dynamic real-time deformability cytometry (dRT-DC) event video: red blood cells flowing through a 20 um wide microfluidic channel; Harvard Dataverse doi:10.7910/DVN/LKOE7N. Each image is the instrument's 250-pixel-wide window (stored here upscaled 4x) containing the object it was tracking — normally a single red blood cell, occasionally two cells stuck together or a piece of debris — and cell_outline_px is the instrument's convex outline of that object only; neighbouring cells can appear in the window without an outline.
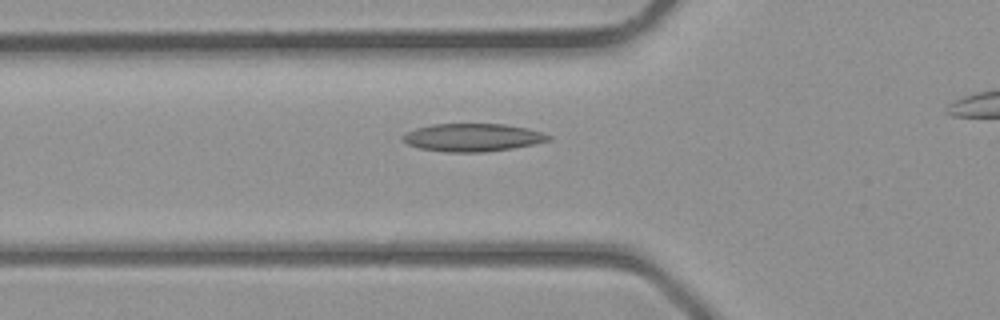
{"species": "common noctule bat (a hibernating species)", "species_latin": "Nyctalus noctula", "temperature_condition": "room temperature", "stored_images_in_passage": 26, "camera_frame_rate_fps": 3000, "um_per_image_px": 0.085, "animal": {"sex": "male", "body_mass_g": 23.1, "forearm_length_mm": 52.7}, "frame": {"image": 1, "passage_image": 3, "time_ms": 0.667, "image_size_px": [1000, 320], "cell_outline_px": [[552, 140], [512, 148], [488, 152], [444, 152], [420, 148], [408, 144], [400, 136], [416, 128], [432, 124], [504, 124], [528, 128], [544, 132], [552, 136]], "centroid_in_image_um": [40.21, 11.68], "position_along_channel_um": 85.6, "area_um2": 23.76}}
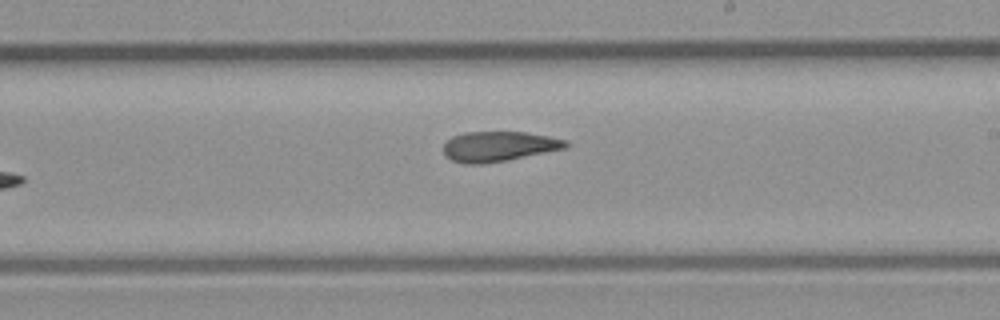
{"frame": {"image": 2, "passage_image": 12, "time_ms": 3.667, "image_size_px": [1000, 320], "cell_outline_px": [[568, 144], [564, 148], [508, 160], [484, 164], [464, 164], [452, 160], [444, 156], [444, 144], [452, 136], [464, 132], [524, 132], [548, 136], [568, 140]], "centroid_in_image_um": [42.35, 12.45], "position_along_channel_um": 246.7, "area_um2": 21.39}}
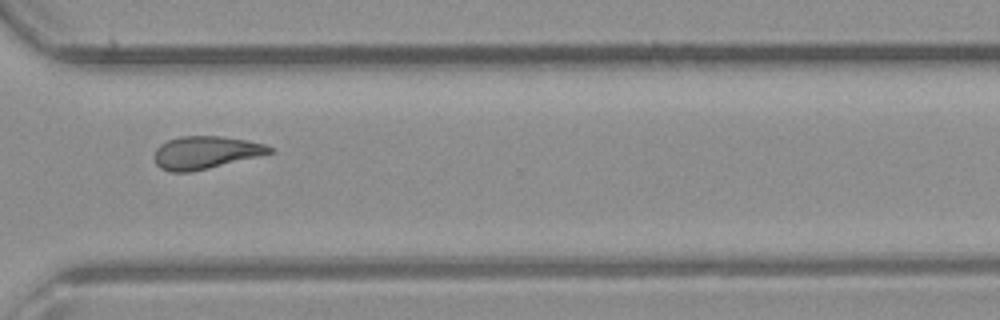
{"frame": {"image": 3, "passage_image": 18, "time_ms": 5.667, "image_size_px": [1000, 320], "cell_outline_px": [[276, 152], [208, 168], [188, 172], [172, 172], [160, 168], [156, 164], [152, 156], [156, 148], [160, 144], [168, 140], [180, 136], [220, 136], [248, 140], [264, 144], [272, 148]], "centroid_in_image_um": [17.44, 12.96], "position_along_channel_um": 353.2, "area_um2": 22.02}}